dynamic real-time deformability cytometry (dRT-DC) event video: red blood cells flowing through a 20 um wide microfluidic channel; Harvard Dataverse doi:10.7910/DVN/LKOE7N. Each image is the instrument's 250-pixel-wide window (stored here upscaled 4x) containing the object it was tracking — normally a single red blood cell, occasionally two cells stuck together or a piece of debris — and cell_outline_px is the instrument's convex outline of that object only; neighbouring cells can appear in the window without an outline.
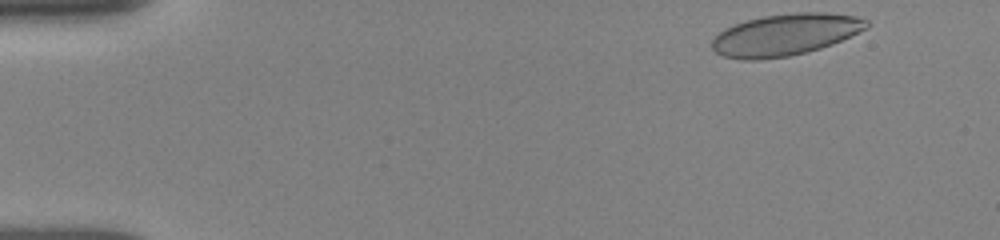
{"species": "human", "species_latin": "Homo sapiens", "temperature_condition": "room temperature", "stored_images_in_passage": 12, "camera_frame_rate_fps": 3000, "um_per_image_px": 0.085, "donor": {"sex": "female"}, "frame": {"image": 1, "passage_image": 1, "time_ms": 0.0, "image_size_px": [1000, 240], "cell_outline_px": [[868, 28], [832, 44], [808, 52], [788, 56], [760, 60], [744, 60], [724, 56], [716, 52], [712, 48], [712, 40], [724, 28], [748, 20], [764, 16], [796, 12], [824, 12], [856, 16], [868, 20]], "centroid_in_image_um": [66.76, 2.95], "position_along_channel_um": 18.2, "area_um2": 37.45}}
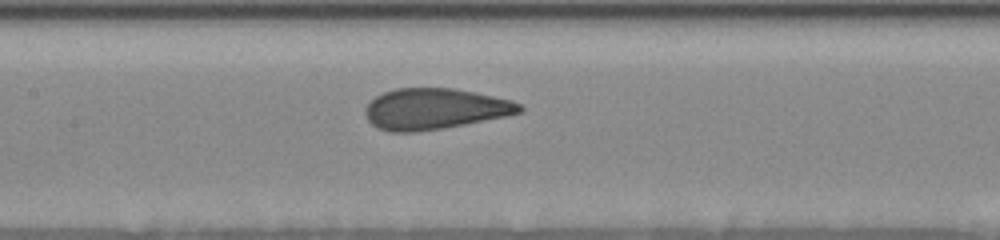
{"frame": {"image": 2, "passage_image": 9, "time_ms": 6.667, "image_size_px": [1000, 240], "cell_outline_px": [[524, 112], [444, 128], [416, 132], [388, 132], [376, 128], [368, 120], [364, 112], [364, 108], [376, 96], [384, 92], [396, 88], [456, 88], [476, 92], [512, 100], [520, 104], [524, 108]], "centroid_in_image_um": [36.94, 9.25], "position_along_channel_um": 170.5, "area_um2": 36.99}}
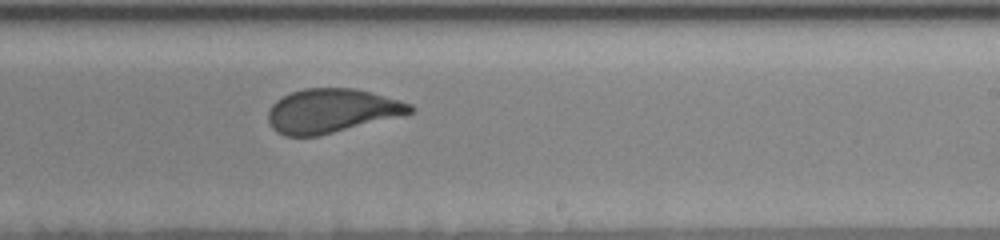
{"frame": {"image": 3, "passage_image": 12, "time_ms": 9.0, "image_size_px": [1000, 240], "cell_outline_px": [[416, 112], [316, 136], [284, 136], [276, 132], [272, 128], [268, 120], [268, 112], [272, 104], [276, 100], [292, 92], [304, 88], [356, 88], [372, 92], [400, 100], [412, 104], [416, 108]], "centroid_in_image_um": [28.2, 9.41], "position_along_channel_um": 260.8, "area_um2": 36.36}}